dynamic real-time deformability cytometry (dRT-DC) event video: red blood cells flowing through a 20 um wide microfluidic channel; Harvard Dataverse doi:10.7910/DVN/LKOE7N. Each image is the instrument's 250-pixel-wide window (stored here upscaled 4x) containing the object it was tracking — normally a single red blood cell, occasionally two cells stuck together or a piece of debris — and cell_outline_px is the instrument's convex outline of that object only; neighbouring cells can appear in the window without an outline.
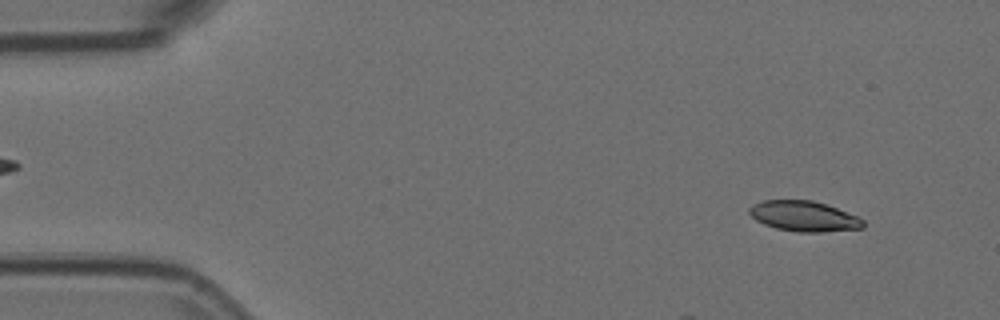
{"species": "Egyptian fruit bat (a non-hibernating species)", "species_latin": "Rousettus aegyptiacus", "temperature_condition": "room temperature", "stored_images_in_passage": 4, "camera_frame_rate_fps": 3000, "um_per_image_px": 0.085, "animal": {"sex": "female"}, "frame": {"image": 1, "passage_image": 1, "time_ms": 0.0, "image_size_px": [1000, 320], "cell_outline_px": [[864, 228], [820, 232], [796, 232], [776, 228], [764, 224], [756, 220], [748, 212], [748, 208], [752, 204], [764, 200], [812, 200], [836, 208], [856, 216], [864, 220]], "centroid_in_image_um": [68.3, 18.38], "position_along_channel_um": 16.7, "area_um2": 20.06}}
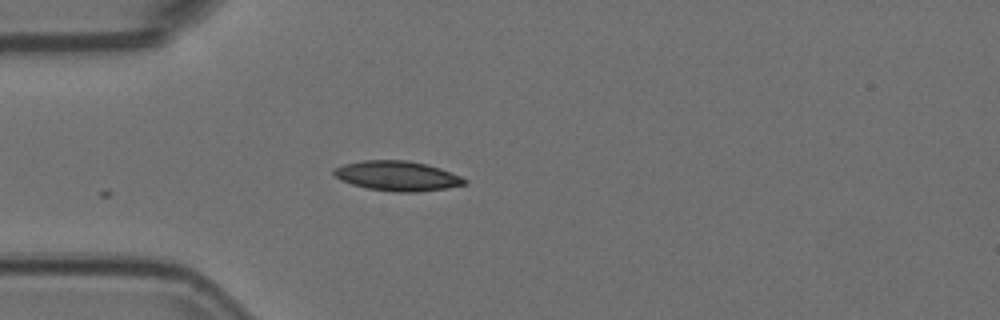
{"frame": {"image": 2, "passage_image": 4, "time_ms": 1.0, "image_size_px": [1000, 320], "cell_outline_px": [[468, 184], [444, 188], [416, 192], [396, 192], [368, 188], [352, 184], [340, 180], [332, 172], [336, 168], [344, 164], [360, 160], [408, 160], [440, 168], [460, 176], [468, 180]], "centroid_in_image_um": [33.77, 14.95], "position_along_channel_um": 51.2, "area_um2": 22.54}}